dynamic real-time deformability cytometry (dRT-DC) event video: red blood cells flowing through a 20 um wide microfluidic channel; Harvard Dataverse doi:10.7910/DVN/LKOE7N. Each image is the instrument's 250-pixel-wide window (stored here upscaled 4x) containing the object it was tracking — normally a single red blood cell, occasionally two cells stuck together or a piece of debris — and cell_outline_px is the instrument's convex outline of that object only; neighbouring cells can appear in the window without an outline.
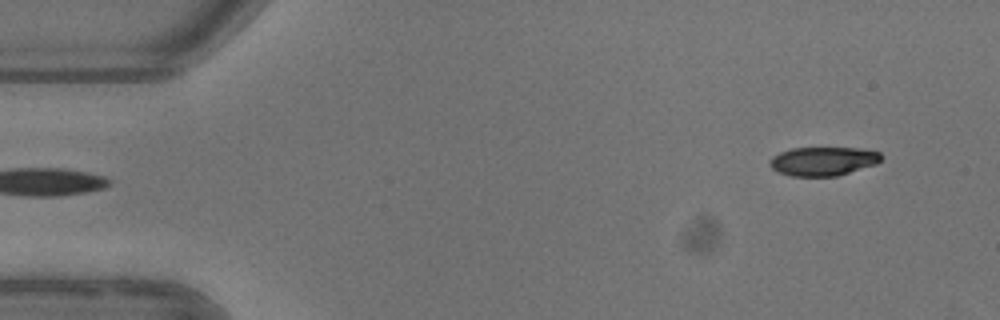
{"species": "common noctule bat (a hibernating species)", "species_latin": "Nyctalus noctula", "temperature_condition": "warm", "stored_images_in_passage": 5, "segment_of_instrument_passage": [2, 2], "camera_frame_rate_fps": 3000, "um_per_image_px": 0.085, "animal": {"sex": "female"}, "frame": {"image": 1, "passage_image": 5, "time_ms": 5.333, "image_size_px": [1000, 320], "cell_outline_px": [[880, 160], [876, 164], [836, 176], [792, 176], [780, 172], [772, 168], [768, 164], [768, 160], [772, 156], [780, 152], [792, 148], [860, 148], [880, 152]], "centroid_in_image_um": [69.93, 13.69], "position_along_channel_um": 15.1, "area_um2": 18.61}}